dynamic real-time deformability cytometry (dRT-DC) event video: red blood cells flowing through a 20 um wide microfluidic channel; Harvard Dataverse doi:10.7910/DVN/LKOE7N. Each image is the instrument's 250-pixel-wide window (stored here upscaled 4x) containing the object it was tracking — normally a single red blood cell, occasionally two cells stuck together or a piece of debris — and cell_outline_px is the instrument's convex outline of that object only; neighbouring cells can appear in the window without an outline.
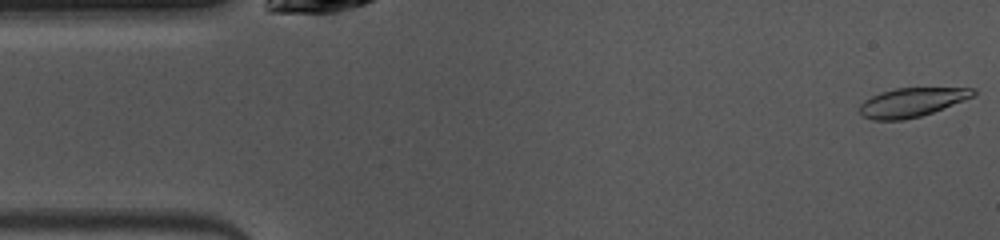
{"species": "common noctule bat (a hibernating species)", "species_latin": "Nyctalus noctula", "temperature_condition": "warm", "stored_images_in_passage": 13, "camera_frame_rate_fps": 3000, "um_per_image_px": 0.085, "animal": {"sex": "female", "body_mass_g": 10.0, "forearm_length_mm": 53.1}, "frame": {"image": 1, "passage_image": 1, "time_ms": 0.0, "image_size_px": [1000, 240], "cell_outline_px": [[976, 96], [932, 112], [920, 116], [904, 120], [872, 120], [864, 116], [860, 112], [860, 104], [864, 100], [880, 92], [896, 88], [976, 88]], "centroid_in_image_um": [77.52, 8.69], "position_along_channel_um": 7.5, "area_um2": 19.13}}
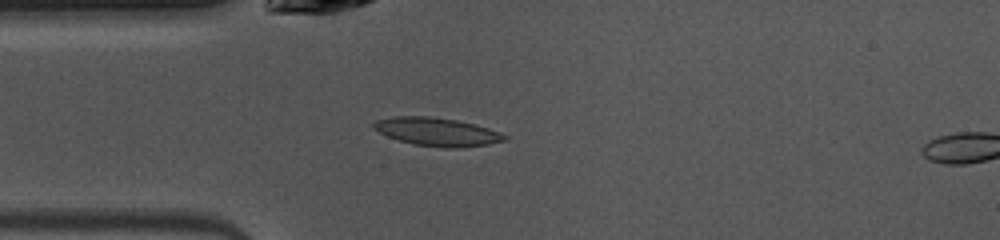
{"frame": {"image": 2, "passage_image": 11, "time_ms": 3.333, "image_size_px": [1000, 240], "cell_outline_px": [[508, 140], [488, 144], [456, 148], [452, 148], [412, 144], [388, 136], [372, 128], [372, 124], [376, 120], [392, 116], [428, 116], [456, 120], [476, 124], [500, 132], [508, 136]], "centroid_in_image_um": [37.16, 11.19], "position_along_channel_um": 47.8, "area_um2": 21.5}}